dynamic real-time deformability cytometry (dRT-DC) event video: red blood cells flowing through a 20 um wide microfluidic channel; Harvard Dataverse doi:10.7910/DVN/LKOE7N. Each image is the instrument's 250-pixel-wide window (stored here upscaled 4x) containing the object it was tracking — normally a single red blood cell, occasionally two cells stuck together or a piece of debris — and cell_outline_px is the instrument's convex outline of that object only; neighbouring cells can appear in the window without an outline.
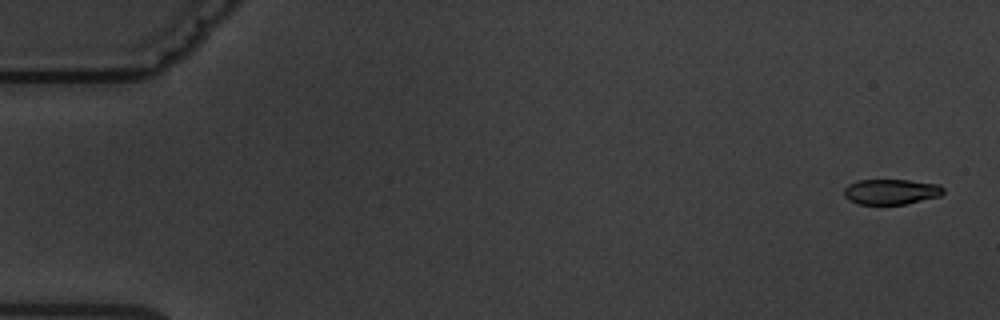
{"species": "common noctule bat (a hibernating species)", "species_latin": "Nyctalus noctula", "temperature_condition": "warm", "stored_images_in_passage": 14, "camera_frame_rate_fps": 3000, "um_per_image_px": 0.085, "animal": {"sex": "male", "body_mass_g": 19.5, "forearm_length_mm": 54.6}, "frame": {"image": 1, "passage_image": 1, "time_ms": 0.0, "image_size_px": [1000, 320], "cell_outline_px": [[944, 192], [940, 196], [904, 204], [860, 204], [848, 200], [844, 196], [844, 188], [848, 184], [856, 180], [908, 180], [940, 184], [944, 188]], "centroid_in_image_um": [75.73, 16.29], "position_along_channel_um": 9.3, "area_um2": 14.74}}
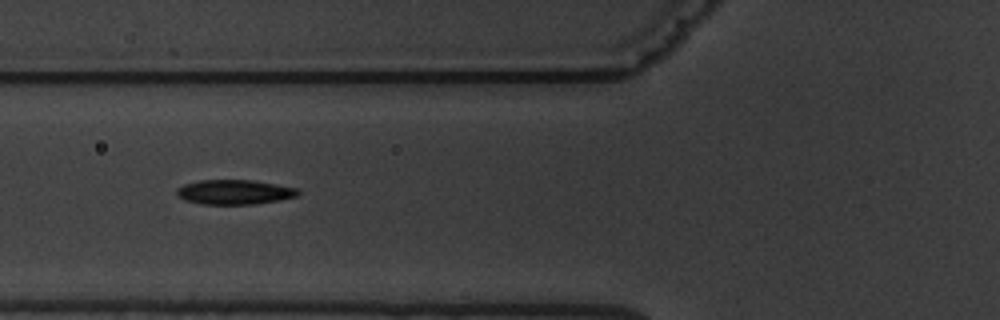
{"frame": {"image": 2, "passage_image": 5, "time_ms": 6.667, "image_size_px": [1000, 320], "cell_outline_px": [[300, 192], [296, 196], [280, 200], [256, 204], [204, 204], [184, 200], [176, 196], [176, 188], [184, 184], [200, 180], [252, 180], [276, 184], [296, 188]], "centroid_in_image_um": [19.89, 16.32], "position_along_channel_um": 105.9, "area_um2": 17.46}}
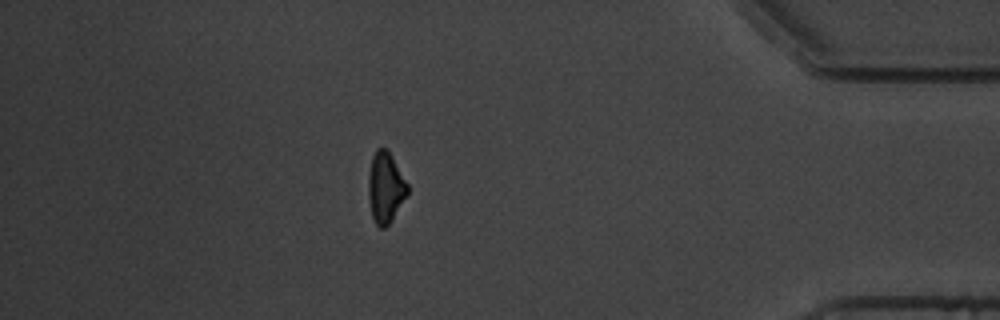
{"frame": {"image": 3, "passage_image": 13, "time_ms": 16.0, "image_size_px": [1000, 320], "cell_outline_px": [[408, 192], [388, 224], [384, 228], [380, 228], [376, 224], [372, 216], [368, 200], [368, 172], [372, 156], [376, 148], [388, 148], [408, 184]], "centroid_in_image_um": [32.73, 15.88], "position_along_channel_um": 402.5, "area_um2": 16.13}, "authors_computed_cell_mechanics": {"area_um2": 17.1666, "velocity_mm_per_s": 3.5971, "shape_relaxation_time_tau1_ms": 4.3022, "shape_relaxation_time_tau2_ms": 1.8764, "deformation_change_tau1": 0.137, "deformation_change_tau2": 0.0816}}